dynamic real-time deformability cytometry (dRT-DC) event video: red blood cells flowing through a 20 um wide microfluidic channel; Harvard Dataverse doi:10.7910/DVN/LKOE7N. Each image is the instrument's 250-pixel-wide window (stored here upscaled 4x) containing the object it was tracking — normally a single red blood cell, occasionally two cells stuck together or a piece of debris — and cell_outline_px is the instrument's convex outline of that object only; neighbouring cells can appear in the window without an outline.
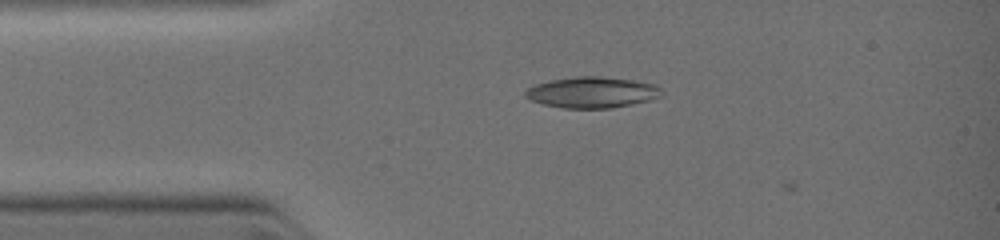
{"species": "common noctule bat (a hibernating species)", "species_latin": "Nyctalus noctula", "temperature_condition": "warm", "stored_images_in_passage": 5, "camera_frame_rate_fps": 3000, "um_per_image_px": 0.085, "animal": {"sex": "female", "body_mass_g": 19.0, "forearm_length_mm": 51.5}, "frame": {"image": 1, "passage_image": 1, "time_ms": 0.0, "image_size_px": [1000, 240], "cell_outline_px": [[664, 96], [632, 104], [608, 108], [564, 108], [544, 104], [532, 100], [524, 96], [524, 92], [532, 84], [552, 80], [576, 76], [596, 76], [632, 80], [656, 84], [660, 88]], "centroid_in_image_um": [50.32, 7.84], "position_along_channel_um": 34.7, "area_um2": 24.57}}
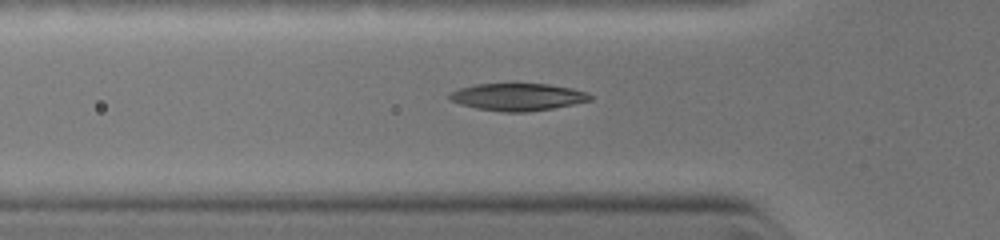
{"frame": {"image": 2, "passage_image": 4, "time_ms": 1.333, "image_size_px": [1000, 240], "cell_outline_px": [[592, 100], [552, 108], [524, 112], [504, 112], [480, 108], [460, 104], [452, 100], [448, 96], [452, 92], [460, 88], [476, 84], [548, 84], [568, 88], [584, 92], [592, 96]], "centroid_in_image_um": [44.0, 8.24], "position_along_channel_um": 81.8, "area_um2": 21.79}}